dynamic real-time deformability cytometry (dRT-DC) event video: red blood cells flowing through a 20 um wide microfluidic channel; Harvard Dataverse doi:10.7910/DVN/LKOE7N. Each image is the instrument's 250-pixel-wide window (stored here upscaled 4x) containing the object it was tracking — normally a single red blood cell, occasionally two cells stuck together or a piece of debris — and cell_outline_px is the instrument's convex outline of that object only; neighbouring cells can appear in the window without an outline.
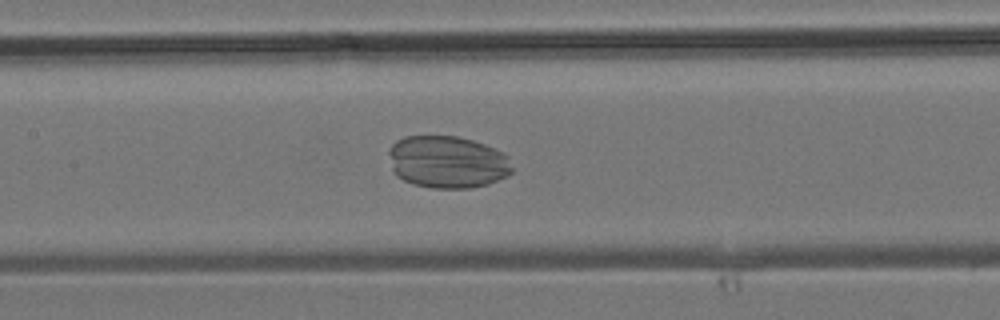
{"species": "common noctule bat (a hibernating species)", "species_latin": "Nyctalus noctula", "temperature_condition": "room temperature", "stored_images_in_passage": 34, "camera_frame_rate_fps": 3000, "um_per_image_px": 0.085, "animal": {"sex": "male", "body_mass_g": 19.2, "forearm_length_mm": 51.8}, "frame": {"image": 1, "passage_image": 13, "time_ms": 4.0, "image_size_px": [1000, 320], "cell_outline_px": [[512, 172], [508, 176], [488, 184], [468, 188], [432, 188], [412, 184], [396, 176], [392, 168], [388, 152], [392, 144], [396, 140], [404, 136], [456, 136], [472, 140], [484, 144], [508, 156], [512, 168]], "centroid_in_image_um": [38.01, 13.77], "position_along_channel_um": 169.4, "area_um2": 37.69}}
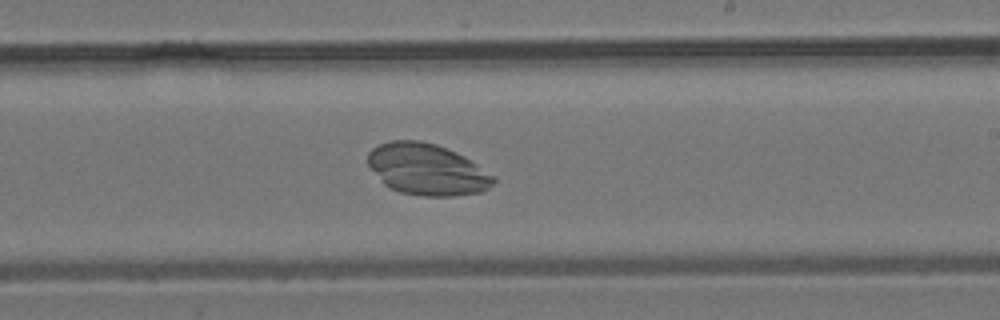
{"frame": {"image": 2, "passage_image": 18, "time_ms": 5.667, "image_size_px": [1000, 320], "cell_outline_px": [[496, 180], [488, 188], [480, 192], [452, 196], [424, 196], [400, 192], [384, 184], [368, 164], [368, 152], [372, 148], [388, 140], [420, 140], [436, 144], [456, 152], [464, 156], [496, 176]], "centroid_in_image_um": [36.31, 14.39], "position_along_channel_um": 252.7, "area_um2": 37.57}}
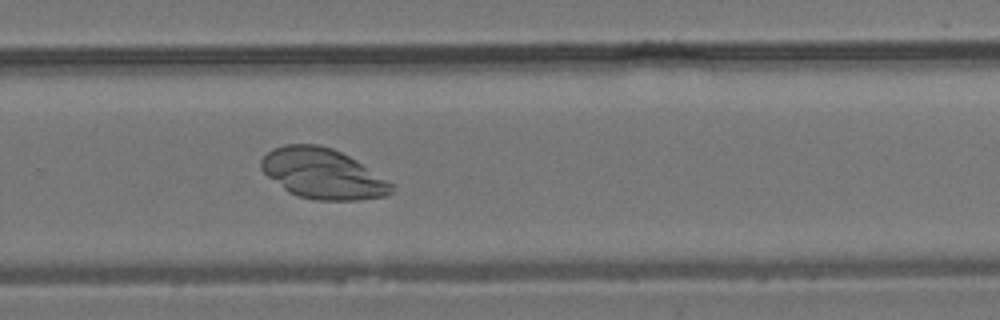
{"frame": {"image": 3, "passage_image": 21, "time_ms": 6.667, "image_size_px": [1000, 320], "cell_outline_px": [[392, 192], [388, 196], [356, 200], [316, 200], [296, 196], [288, 192], [268, 176], [260, 168], [260, 160], [272, 148], [284, 144], [320, 144], [332, 148], [356, 160], [392, 184]], "centroid_in_image_um": [27.39, 14.76], "position_along_channel_um": 302.4, "area_um2": 37.97}}